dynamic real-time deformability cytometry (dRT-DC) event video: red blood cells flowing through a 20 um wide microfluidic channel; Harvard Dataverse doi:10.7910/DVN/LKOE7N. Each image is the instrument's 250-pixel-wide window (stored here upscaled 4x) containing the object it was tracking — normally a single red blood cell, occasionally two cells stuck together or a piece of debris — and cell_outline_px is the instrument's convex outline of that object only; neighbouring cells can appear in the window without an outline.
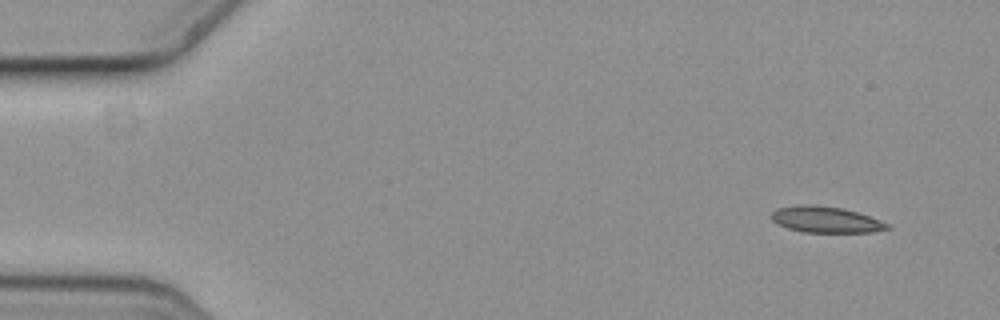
{"species": "common noctule bat (a hibernating species)", "species_latin": "Nyctalus noctula", "temperature_condition": "cold", "stored_images_in_passage": 6, "camera_frame_rate_fps": 3000, "um_per_image_px": 0.085, "animal": {"sex": "female", "body_mass_g": 19.3, "forearm_length_mm": 54.1}, "frame": {"image": 1, "passage_image": 1, "time_ms": 0.0, "image_size_px": [1000, 320], "cell_outline_px": [[892, 228], [872, 232], [804, 232], [788, 228], [776, 224], [768, 216], [776, 208], [800, 204], [816, 204], [844, 208], [880, 220], [888, 224]], "centroid_in_image_um": [70.13, 18.65], "position_along_channel_um": 14.9, "area_um2": 17.86}}
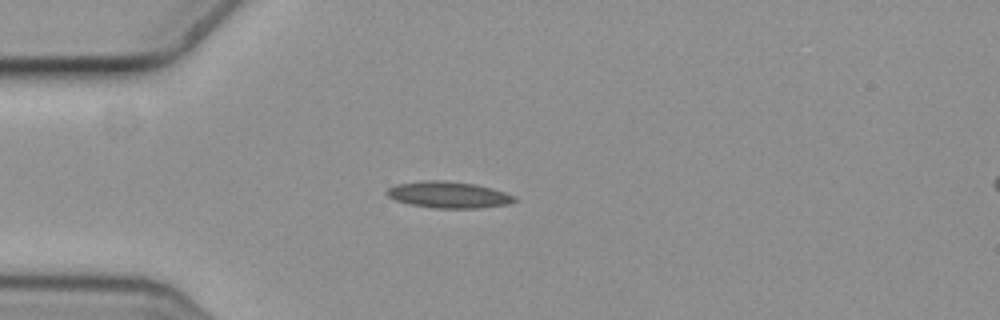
{"frame": {"image": 2, "passage_image": 4, "time_ms": 1.0, "image_size_px": [1000, 320], "cell_outline_px": [[516, 200], [508, 204], [480, 208], [432, 208], [408, 204], [396, 200], [388, 196], [384, 192], [388, 188], [396, 184], [428, 180], [444, 180], [476, 184], [492, 188], [516, 196]], "centroid_in_image_um": [38.11, 16.55], "position_along_channel_um": 46.9, "area_um2": 19.77}}
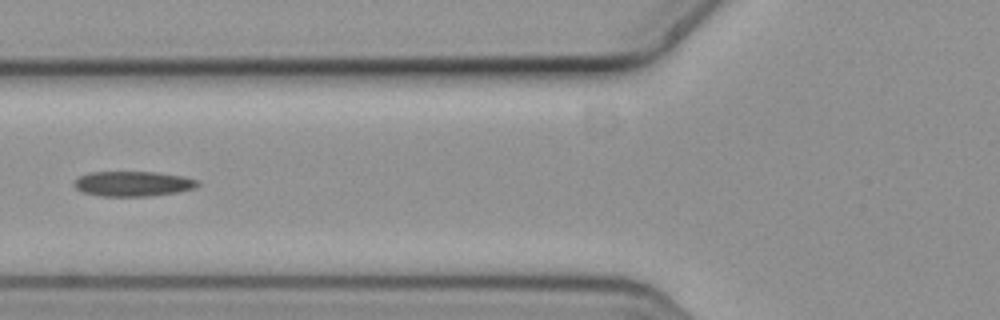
{"frame": {"image": 3, "passage_image": 6, "time_ms": 1.667, "image_size_px": [1000, 320], "cell_outline_px": [[200, 184], [196, 188], [176, 192], [152, 196], [100, 196], [80, 192], [72, 184], [80, 176], [88, 172], [156, 172], [184, 176], [200, 180]], "centroid_in_image_um": [11.32, 15.62], "position_along_channel_um": 114.5, "area_um2": 18.26}}